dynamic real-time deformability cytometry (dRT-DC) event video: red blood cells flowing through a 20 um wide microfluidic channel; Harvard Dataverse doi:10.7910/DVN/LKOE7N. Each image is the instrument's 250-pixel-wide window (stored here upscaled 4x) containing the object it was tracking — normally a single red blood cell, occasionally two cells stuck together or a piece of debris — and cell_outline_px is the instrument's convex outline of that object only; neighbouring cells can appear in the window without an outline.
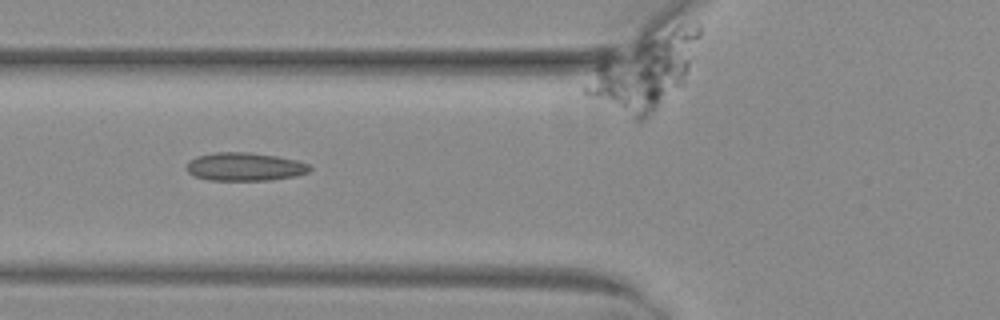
{"species": "common noctule bat (a hibernating species)", "species_latin": "Nyctalus noctula", "temperature_condition": "warm", "stored_images_in_passage": 36, "camera_frame_rate_fps": 3000, "um_per_image_px": 0.085, "animal": {"sex": "female", "body_mass_g": 29.2, "forearm_length_mm": 56.3}, "frame": {"image": 1, "passage_image": 5, "time_ms": 1.333, "image_size_px": [1000, 320], "cell_outline_px": [[312, 168], [308, 172], [296, 176], [272, 180], [208, 180], [196, 176], [188, 172], [188, 160], [196, 156], [216, 152], [248, 152], [276, 156], [296, 160], [308, 164]], "centroid_in_image_um": [20.81, 14.17], "position_along_channel_um": 105.0, "area_um2": 20.23}}
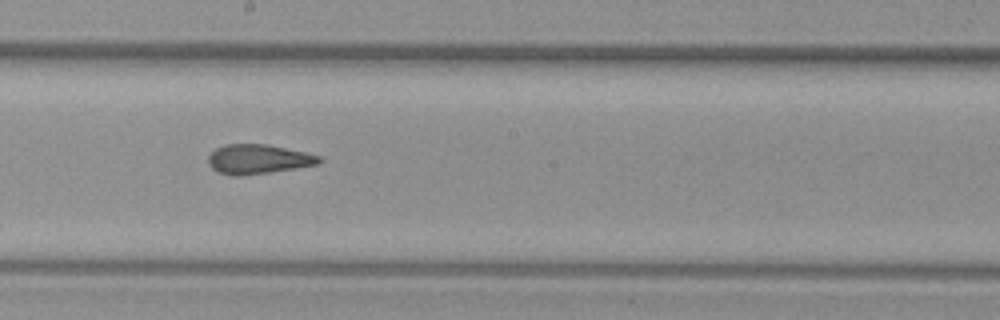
{"frame": {"image": 2, "passage_image": 14, "time_ms": 4.333, "image_size_px": [1000, 320], "cell_outline_px": [[324, 160], [320, 164], [296, 168], [244, 176], [232, 176], [216, 172], [208, 164], [208, 156], [216, 148], [224, 144], [268, 144], [304, 152], [320, 156]], "centroid_in_image_um": [21.94, 13.54], "position_along_channel_um": 226.3, "area_um2": 19.31}}
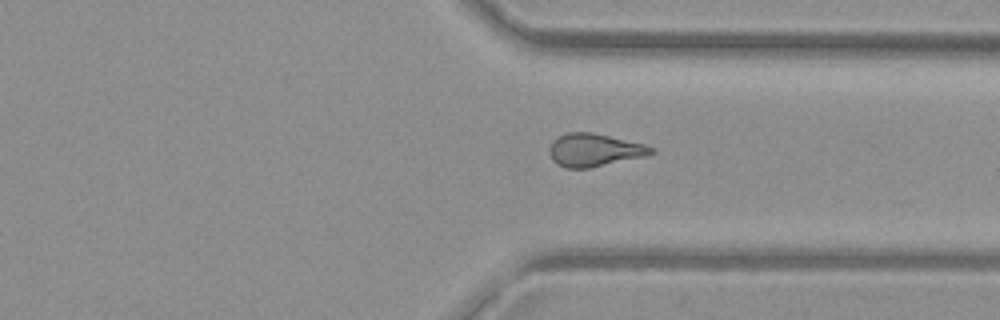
{"frame": {"image": 3, "passage_image": 24, "time_ms": 7.667, "image_size_px": [1000, 320], "cell_outline_px": [[656, 152], [648, 156], [592, 168], [564, 168], [556, 164], [552, 160], [548, 152], [548, 148], [552, 140], [556, 136], [568, 132], [592, 132], [644, 144], [656, 148]], "centroid_in_image_um": [50.51, 12.76], "position_along_channel_um": 360.9, "area_um2": 20.06}, "authors_computed_cell_mechanics": {"area_um2": 19.363, "velocity_mm_per_s": 4.0388, "shape_relaxation_time_tau1_ms": null, "shape_relaxation_time_tau2_ms": 2.6227, "deformation_change_tau1": null, "deformation_change_tau2": 0.0744}}